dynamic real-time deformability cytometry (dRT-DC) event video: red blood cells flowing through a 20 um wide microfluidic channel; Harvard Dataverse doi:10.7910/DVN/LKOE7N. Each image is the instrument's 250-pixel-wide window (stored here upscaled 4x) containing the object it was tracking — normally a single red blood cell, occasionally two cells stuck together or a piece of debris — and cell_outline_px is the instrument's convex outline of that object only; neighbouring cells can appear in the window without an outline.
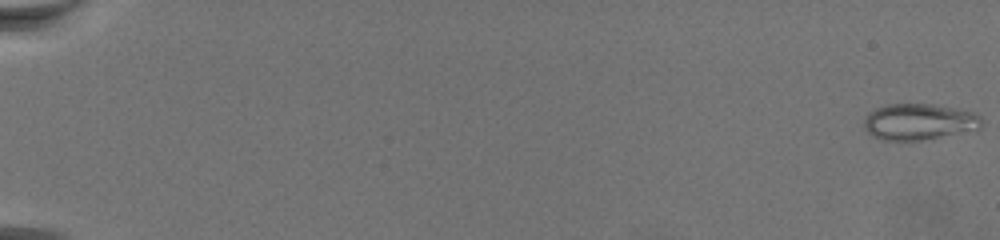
{"species": "common noctule bat (a hibernating species)", "species_latin": "Nyctalus noctula", "temperature_condition": "warm", "stored_images_in_passage": 72, "camera_frame_rate_fps": 3000, "um_per_image_px": 0.085, "animal": {"sex": "female", "body_mass_g": 19.5, "forearm_length_mm": 54.1}, "frame": {"image": 1, "passage_image": 1, "time_ms": 0.0, "image_size_px": [1000, 240], "cell_outline_px": [[980, 128], [920, 140], [884, 140], [868, 132], [864, 124], [864, 120], [876, 108], [888, 104], [928, 104], [968, 112], [980, 116]], "centroid_in_image_um": [78.06, 10.35], "position_along_channel_um": 6.9, "area_um2": 23.7}}
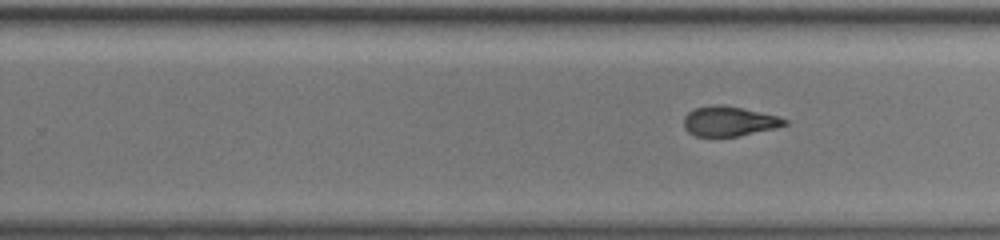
{"frame": {"image": 2, "passage_image": 48, "time_ms": 15.667, "image_size_px": [1000, 240], "cell_outline_px": [[788, 124], [772, 128], [736, 136], [696, 136], [688, 132], [684, 128], [684, 116], [688, 112], [696, 108], [716, 104], [724, 104], [776, 116], [788, 120]], "centroid_in_image_um": [61.92, 10.3], "position_along_channel_um": 267.9, "area_um2": 17.17}}
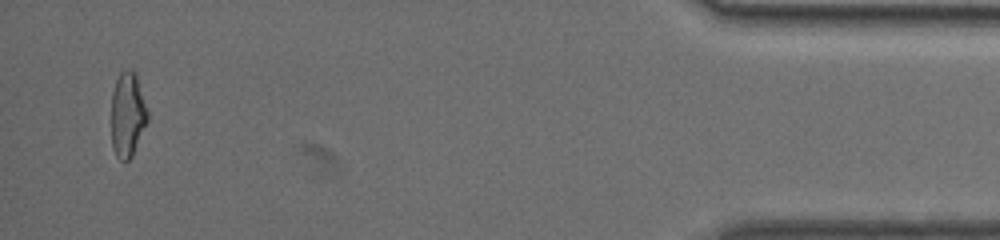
{"frame": {"image": 3, "passage_image": 70, "time_ms": 23.0, "image_size_px": [1000, 240], "cell_outline_px": [[148, 120], [132, 156], [128, 160], [120, 160], [116, 156], [112, 148], [112, 92], [116, 80], [120, 72], [128, 68], [136, 72], [148, 112]], "centroid_in_image_um": [10.85, 9.72], "position_along_channel_um": 424.4, "area_um2": 17.98}}